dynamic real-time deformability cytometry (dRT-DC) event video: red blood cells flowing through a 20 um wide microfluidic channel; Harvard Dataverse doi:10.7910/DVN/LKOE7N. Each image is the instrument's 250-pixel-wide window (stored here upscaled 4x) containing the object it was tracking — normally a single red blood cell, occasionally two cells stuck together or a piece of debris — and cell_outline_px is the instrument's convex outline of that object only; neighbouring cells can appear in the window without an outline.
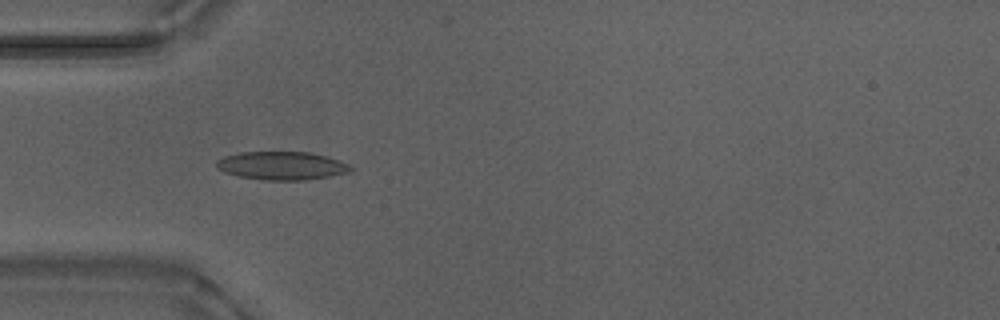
{"species": "Egyptian fruit bat (a non-hibernating species)", "species_latin": "Rousettus aegyptiacus", "temperature_condition": "warm", "stored_images_in_passage": 52, "camera_frame_rate_fps": 3000, "um_per_image_px": 0.085, "animal": {"sex": "male"}, "frame": {"image": 1, "passage_image": 15, "time_ms": 4.667, "image_size_px": [1000, 320], "cell_outline_px": [[352, 168], [348, 172], [328, 176], [304, 180], [264, 180], [240, 176], [224, 172], [216, 168], [216, 160], [224, 156], [240, 152], [308, 152], [328, 156], [340, 160], [348, 164]], "centroid_in_image_um": [23.92, 14.07], "position_along_channel_um": 61.1, "area_um2": 22.02}}
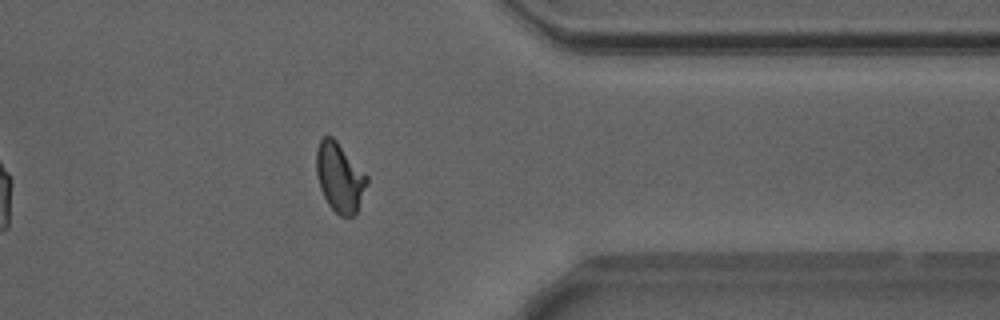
{"frame": {"image": 2, "passage_image": 41, "time_ms": 13.333, "image_size_px": [1000, 320], "cell_outline_px": [[368, 184], [356, 212], [352, 216], [340, 216], [328, 204], [320, 188], [316, 172], [316, 148], [320, 140], [324, 136], [332, 136], [336, 140], [368, 176]], "centroid_in_image_um": [28.87, 15.06], "position_along_channel_um": 382.5, "area_um2": 20.29}}
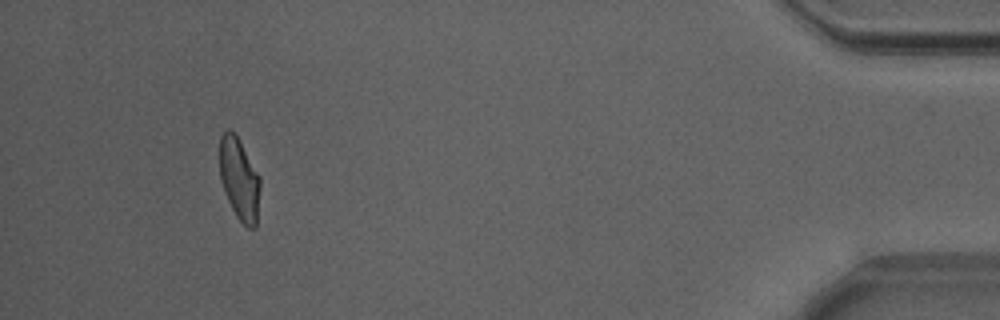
{"frame": {"image": 3, "passage_image": 48, "time_ms": 15.667, "image_size_px": [1000, 320], "cell_outline_px": [[260, 188], [256, 228], [248, 228], [236, 216], [224, 192], [220, 180], [220, 136], [228, 128], [240, 140], [260, 176]], "centroid_in_image_um": [20.35, 15.22], "position_along_channel_um": 414.9, "area_um2": 19.42}, "authors_computed_cell_mechanics": {"area_um2": 20.3167, "velocity_mm_per_s": 3.8707, "shape_relaxation_time_tau1_ms": 7.6993, "shape_relaxation_time_tau2_ms": 0.8957, "deformation_change_tau1": 0.2171, "deformation_change_tau2": 0.0576}}